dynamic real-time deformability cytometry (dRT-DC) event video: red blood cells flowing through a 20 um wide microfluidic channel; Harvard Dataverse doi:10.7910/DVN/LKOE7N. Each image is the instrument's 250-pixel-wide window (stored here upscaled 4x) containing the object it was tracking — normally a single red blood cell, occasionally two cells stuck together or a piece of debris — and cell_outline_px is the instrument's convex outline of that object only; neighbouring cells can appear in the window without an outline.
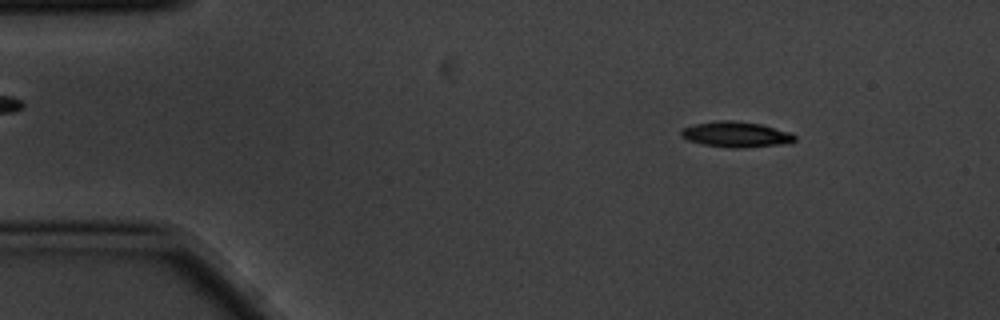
{"species": "common noctule bat (a hibernating species)", "species_latin": "Nyctalus noctula", "temperature_condition": "cold", "stored_images_in_passage": 9, "camera_frame_rate_fps": 3000, "um_per_image_px": 0.085, "animal": {"sex": "male", "body_mass_g": 20.1, "forearm_length_mm": 53.5}, "frame": {"image": 1, "passage_image": 1, "time_ms": 0.0, "image_size_px": [1000, 320], "cell_outline_px": [[796, 140], [792, 144], [744, 148], [732, 148], [704, 144], [688, 140], [680, 136], [680, 132], [684, 128], [696, 124], [716, 120], [732, 120], [764, 124], [792, 132], [796, 136]], "centroid_in_image_um": [62.67, 11.43], "position_along_channel_um": 22.3, "area_um2": 17.34}}
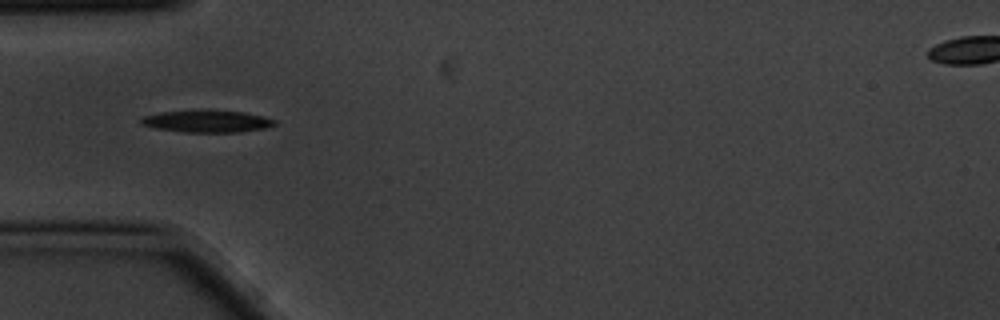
{"frame": {"image": 2, "passage_image": 4, "time_ms": 1.0, "image_size_px": [1000, 320], "cell_outline_px": [[276, 124], [264, 128], [240, 132], [184, 132], [156, 128], [140, 124], [140, 120], [144, 116], [160, 112], [208, 108], [244, 112], [264, 116], [276, 120]], "centroid_in_image_um": [17.6, 10.28], "position_along_channel_um": 67.4, "area_um2": 17.69}}
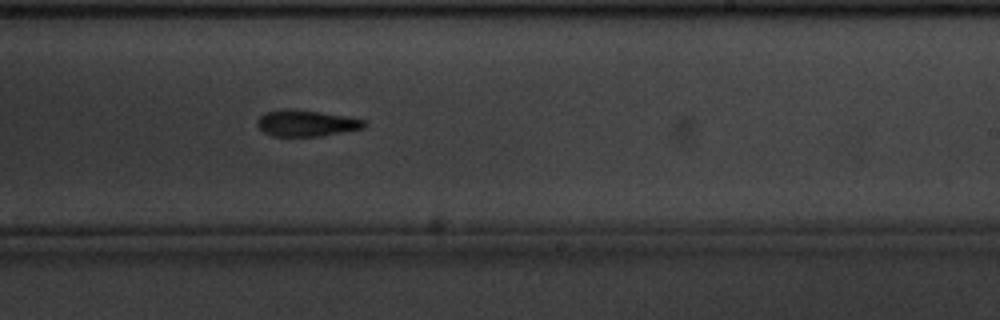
{"frame": {"image": 3, "passage_image": 9, "time_ms": 2.667, "image_size_px": [1000, 320], "cell_outline_px": [[368, 124], [364, 128], [320, 136], [272, 136], [264, 132], [256, 124], [256, 120], [260, 116], [268, 112], [284, 108], [292, 108], [320, 112], [344, 116], [364, 120]], "centroid_in_image_um": [26.01, 10.47], "position_along_channel_um": 263.0, "area_um2": 16.36}}